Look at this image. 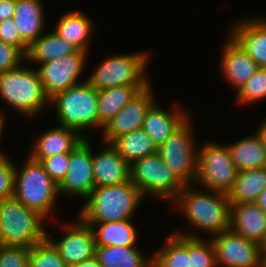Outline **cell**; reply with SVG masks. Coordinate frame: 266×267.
<instances>
[{
  "label": "cell",
  "mask_w": 266,
  "mask_h": 267,
  "mask_svg": "<svg viewBox=\"0 0 266 267\" xmlns=\"http://www.w3.org/2000/svg\"><path fill=\"white\" fill-rule=\"evenodd\" d=\"M94 233L98 246H135L138 234L131 220L105 223H87ZM98 227L97 229H95Z\"/></svg>",
  "instance_id": "cell-28"
},
{
  "label": "cell",
  "mask_w": 266,
  "mask_h": 267,
  "mask_svg": "<svg viewBox=\"0 0 266 267\" xmlns=\"http://www.w3.org/2000/svg\"><path fill=\"white\" fill-rule=\"evenodd\" d=\"M79 50L55 31L39 36L28 48L25 60L45 63L55 58L77 53Z\"/></svg>",
  "instance_id": "cell-26"
},
{
  "label": "cell",
  "mask_w": 266,
  "mask_h": 267,
  "mask_svg": "<svg viewBox=\"0 0 266 267\" xmlns=\"http://www.w3.org/2000/svg\"><path fill=\"white\" fill-rule=\"evenodd\" d=\"M30 248L0 245V267H30Z\"/></svg>",
  "instance_id": "cell-35"
},
{
  "label": "cell",
  "mask_w": 266,
  "mask_h": 267,
  "mask_svg": "<svg viewBox=\"0 0 266 267\" xmlns=\"http://www.w3.org/2000/svg\"><path fill=\"white\" fill-rule=\"evenodd\" d=\"M16 0H0V21L14 16Z\"/></svg>",
  "instance_id": "cell-40"
},
{
  "label": "cell",
  "mask_w": 266,
  "mask_h": 267,
  "mask_svg": "<svg viewBox=\"0 0 266 267\" xmlns=\"http://www.w3.org/2000/svg\"><path fill=\"white\" fill-rule=\"evenodd\" d=\"M150 83L135 95L102 130L103 142L111 143L114 139L129 132L141 129L148 109L155 102Z\"/></svg>",
  "instance_id": "cell-14"
},
{
  "label": "cell",
  "mask_w": 266,
  "mask_h": 267,
  "mask_svg": "<svg viewBox=\"0 0 266 267\" xmlns=\"http://www.w3.org/2000/svg\"><path fill=\"white\" fill-rule=\"evenodd\" d=\"M148 55L145 52L119 54L105 59L86 79L97 90L122 85H149L144 76Z\"/></svg>",
  "instance_id": "cell-9"
},
{
  "label": "cell",
  "mask_w": 266,
  "mask_h": 267,
  "mask_svg": "<svg viewBox=\"0 0 266 267\" xmlns=\"http://www.w3.org/2000/svg\"><path fill=\"white\" fill-rule=\"evenodd\" d=\"M258 64L266 68V18L244 19L229 34Z\"/></svg>",
  "instance_id": "cell-17"
},
{
  "label": "cell",
  "mask_w": 266,
  "mask_h": 267,
  "mask_svg": "<svg viewBox=\"0 0 266 267\" xmlns=\"http://www.w3.org/2000/svg\"><path fill=\"white\" fill-rule=\"evenodd\" d=\"M147 85H122L98 90V128L102 129Z\"/></svg>",
  "instance_id": "cell-23"
},
{
  "label": "cell",
  "mask_w": 266,
  "mask_h": 267,
  "mask_svg": "<svg viewBox=\"0 0 266 267\" xmlns=\"http://www.w3.org/2000/svg\"><path fill=\"white\" fill-rule=\"evenodd\" d=\"M25 55L15 46L0 41V73L23 63Z\"/></svg>",
  "instance_id": "cell-39"
},
{
  "label": "cell",
  "mask_w": 266,
  "mask_h": 267,
  "mask_svg": "<svg viewBox=\"0 0 266 267\" xmlns=\"http://www.w3.org/2000/svg\"><path fill=\"white\" fill-rule=\"evenodd\" d=\"M41 0H16L13 20L29 46L43 33L45 11Z\"/></svg>",
  "instance_id": "cell-22"
},
{
  "label": "cell",
  "mask_w": 266,
  "mask_h": 267,
  "mask_svg": "<svg viewBox=\"0 0 266 267\" xmlns=\"http://www.w3.org/2000/svg\"><path fill=\"white\" fill-rule=\"evenodd\" d=\"M70 267H101V266L99 265V262H98L97 258L93 257V258H91L89 260L80 262L78 264H74V265H72Z\"/></svg>",
  "instance_id": "cell-41"
},
{
  "label": "cell",
  "mask_w": 266,
  "mask_h": 267,
  "mask_svg": "<svg viewBox=\"0 0 266 267\" xmlns=\"http://www.w3.org/2000/svg\"><path fill=\"white\" fill-rule=\"evenodd\" d=\"M14 169L13 162L6 155L0 157V201L13 197Z\"/></svg>",
  "instance_id": "cell-37"
},
{
  "label": "cell",
  "mask_w": 266,
  "mask_h": 267,
  "mask_svg": "<svg viewBox=\"0 0 266 267\" xmlns=\"http://www.w3.org/2000/svg\"><path fill=\"white\" fill-rule=\"evenodd\" d=\"M79 218V219H78ZM76 224H65L66 234L59 241L49 237L47 239L58 250L61 258L68 267L95 257L96 241L92 228L80 217Z\"/></svg>",
  "instance_id": "cell-15"
},
{
  "label": "cell",
  "mask_w": 266,
  "mask_h": 267,
  "mask_svg": "<svg viewBox=\"0 0 266 267\" xmlns=\"http://www.w3.org/2000/svg\"><path fill=\"white\" fill-rule=\"evenodd\" d=\"M257 205L266 213V188L265 190L260 194Z\"/></svg>",
  "instance_id": "cell-42"
},
{
  "label": "cell",
  "mask_w": 266,
  "mask_h": 267,
  "mask_svg": "<svg viewBox=\"0 0 266 267\" xmlns=\"http://www.w3.org/2000/svg\"><path fill=\"white\" fill-rule=\"evenodd\" d=\"M0 96L26 117L36 116L50 103L38 71L21 64L0 73Z\"/></svg>",
  "instance_id": "cell-3"
},
{
  "label": "cell",
  "mask_w": 266,
  "mask_h": 267,
  "mask_svg": "<svg viewBox=\"0 0 266 267\" xmlns=\"http://www.w3.org/2000/svg\"><path fill=\"white\" fill-rule=\"evenodd\" d=\"M5 117L1 114L0 115V141H1V139H2V131H4L3 130V128H4V125H5ZM5 155V153H3V152H1V150H0V157H2V156H4Z\"/></svg>",
  "instance_id": "cell-44"
},
{
  "label": "cell",
  "mask_w": 266,
  "mask_h": 267,
  "mask_svg": "<svg viewBox=\"0 0 266 267\" xmlns=\"http://www.w3.org/2000/svg\"><path fill=\"white\" fill-rule=\"evenodd\" d=\"M130 181L142 195L171 202L183 189V184L162 161L158 153L137 159L130 164Z\"/></svg>",
  "instance_id": "cell-7"
},
{
  "label": "cell",
  "mask_w": 266,
  "mask_h": 267,
  "mask_svg": "<svg viewBox=\"0 0 266 267\" xmlns=\"http://www.w3.org/2000/svg\"><path fill=\"white\" fill-rule=\"evenodd\" d=\"M107 145L97 155L92 152L95 187L115 186L130 180V165L110 143Z\"/></svg>",
  "instance_id": "cell-19"
},
{
  "label": "cell",
  "mask_w": 266,
  "mask_h": 267,
  "mask_svg": "<svg viewBox=\"0 0 266 267\" xmlns=\"http://www.w3.org/2000/svg\"><path fill=\"white\" fill-rule=\"evenodd\" d=\"M58 194V185L39 161L29 156L20 172L15 165L13 197L26 207L37 211L47 220Z\"/></svg>",
  "instance_id": "cell-6"
},
{
  "label": "cell",
  "mask_w": 266,
  "mask_h": 267,
  "mask_svg": "<svg viewBox=\"0 0 266 267\" xmlns=\"http://www.w3.org/2000/svg\"><path fill=\"white\" fill-rule=\"evenodd\" d=\"M258 132L260 133V135L263 139V142L266 146V119L264 121H262V124L258 128Z\"/></svg>",
  "instance_id": "cell-43"
},
{
  "label": "cell",
  "mask_w": 266,
  "mask_h": 267,
  "mask_svg": "<svg viewBox=\"0 0 266 267\" xmlns=\"http://www.w3.org/2000/svg\"><path fill=\"white\" fill-rule=\"evenodd\" d=\"M211 241L217 267H264L261 245L231 229L212 236Z\"/></svg>",
  "instance_id": "cell-11"
},
{
  "label": "cell",
  "mask_w": 266,
  "mask_h": 267,
  "mask_svg": "<svg viewBox=\"0 0 266 267\" xmlns=\"http://www.w3.org/2000/svg\"><path fill=\"white\" fill-rule=\"evenodd\" d=\"M94 188L92 150L87 138H84L70 152L68 173L58 185V193L64 192L87 199Z\"/></svg>",
  "instance_id": "cell-13"
},
{
  "label": "cell",
  "mask_w": 266,
  "mask_h": 267,
  "mask_svg": "<svg viewBox=\"0 0 266 267\" xmlns=\"http://www.w3.org/2000/svg\"><path fill=\"white\" fill-rule=\"evenodd\" d=\"M29 266L68 267L64 260L61 258L58 250L47 238L30 248Z\"/></svg>",
  "instance_id": "cell-33"
},
{
  "label": "cell",
  "mask_w": 266,
  "mask_h": 267,
  "mask_svg": "<svg viewBox=\"0 0 266 267\" xmlns=\"http://www.w3.org/2000/svg\"><path fill=\"white\" fill-rule=\"evenodd\" d=\"M92 26L91 19L87 15L79 11H69L60 17L54 31L79 51L88 52Z\"/></svg>",
  "instance_id": "cell-25"
},
{
  "label": "cell",
  "mask_w": 266,
  "mask_h": 267,
  "mask_svg": "<svg viewBox=\"0 0 266 267\" xmlns=\"http://www.w3.org/2000/svg\"><path fill=\"white\" fill-rule=\"evenodd\" d=\"M266 188V167L238 171L233 186L227 194L230 203L257 202Z\"/></svg>",
  "instance_id": "cell-27"
},
{
  "label": "cell",
  "mask_w": 266,
  "mask_h": 267,
  "mask_svg": "<svg viewBox=\"0 0 266 267\" xmlns=\"http://www.w3.org/2000/svg\"><path fill=\"white\" fill-rule=\"evenodd\" d=\"M87 54L86 51H78L41 64L37 71L49 99L58 92L79 84L78 78L86 65Z\"/></svg>",
  "instance_id": "cell-12"
},
{
  "label": "cell",
  "mask_w": 266,
  "mask_h": 267,
  "mask_svg": "<svg viewBox=\"0 0 266 267\" xmlns=\"http://www.w3.org/2000/svg\"><path fill=\"white\" fill-rule=\"evenodd\" d=\"M174 110L172 112L166 111L154 102L146 113L142 129L157 148L190 116L183 110L177 109V107Z\"/></svg>",
  "instance_id": "cell-20"
},
{
  "label": "cell",
  "mask_w": 266,
  "mask_h": 267,
  "mask_svg": "<svg viewBox=\"0 0 266 267\" xmlns=\"http://www.w3.org/2000/svg\"><path fill=\"white\" fill-rule=\"evenodd\" d=\"M237 103L251 104L266 98V68H259L236 92Z\"/></svg>",
  "instance_id": "cell-34"
},
{
  "label": "cell",
  "mask_w": 266,
  "mask_h": 267,
  "mask_svg": "<svg viewBox=\"0 0 266 267\" xmlns=\"http://www.w3.org/2000/svg\"><path fill=\"white\" fill-rule=\"evenodd\" d=\"M110 144L129 165L137 159L157 153L156 145L142 128L119 136Z\"/></svg>",
  "instance_id": "cell-30"
},
{
  "label": "cell",
  "mask_w": 266,
  "mask_h": 267,
  "mask_svg": "<svg viewBox=\"0 0 266 267\" xmlns=\"http://www.w3.org/2000/svg\"><path fill=\"white\" fill-rule=\"evenodd\" d=\"M95 257L101 267H152V257L146 259L135 246L96 245Z\"/></svg>",
  "instance_id": "cell-29"
},
{
  "label": "cell",
  "mask_w": 266,
  "mask_h": 267,
  "mask_svg": "<svg viewBox=\"0 0 266 267\" xmlns=\"http://www.w3.org/2000/svg\"><path fill=\"white\" fill-rule=\"evenodd\" d=\"M230 229L262 245L266 240V213L251 203H231Z\"/></svg>",
  "instance_id": "cell-16"
},
{
  "label": "cell",
  "mask_w": 266,
  "mask_h": 267,
  "mask_svg": "<svg viewBox=\"0 0 266 267\" xmlns=\"http://www.w3.org/2000/svg\"><path fill=\"white\" fill-rule=\"evenodd\" d=\"M189 237V267H217L214 246L211 240L185 232H174Z\"/></svg>",
  "instance_id": "cell-32"
},
{
  "label": "cell",
  "mask_w": 266,
  "mask_h": 267,
  "mask_svg": "<svg viewBox=\"0 0 266 267\" xmlns=\"http://www.w3.org/2000/svg\"><path fill=\"white\" fill-rule=\"evenodd\" d=\"M190 117L157 148L162 161L183 184L195 182L198 152Z\"/></svg>",
  "instance_id": "cell-8"
},
{
  "label": "cell",
  "mask_w": 266,
  "mask_h": 267,
  "mask_svg": "<svg viewBox=\"0 0 266 267\" xmlns=\"http://www.w3.org/2000/svg\"><path fill=\"white\" fill-rule=\"evenodd\" d=\"M198 149L197 175L195 182L206 190L228 194L237 177L228 146L207 143Z\"/></svg>",
  "instance_id": "cell-10"
},
{
  "label": "cell",
  "mask_w": 266,
  "mask_h": 267,
  "mask_svg": "<svg viewBox=\"0 0 266 267\" xmlns=\"http://www.w3.org/2000/svg\"><path fill=\"white\" fill-rule=\"evenodd\" d=\"M142 198L141 191L130 180L120 185L95 187L78 217L85 223L132 220Z\"/></svg>",
  "instance_id": "cell-2"
},
{
  "label": "cell",
  "mask_w": 266,
  "mask_h": 267,
  "mask_svg": "<svg viewBox=\"0 0 266 267\" xmlns=\"http://www.w3.org/2000/svg\"><path fill=\"white\" fill-rule=\"evenodd\" d=\"M261 250H262V262H263V266H264L266 264V240L261 245Z\"/></svg>",
  "instance_id": "cell-45"
},
{
  "label": "cell",
  "mask_w": 266,
  "mask_h": 267,
  "mask_svg": "<svg viewBox=\"0 0 266 267\" xmlns=\"http://www.w3.org/2000/svg\"><path fill=\"white\" fill-rule=\"evenodd\" d=\"M44 220L14 197L0 201V245L31 248L44 241L47 238Z\"/></svg>",
  "instance_id": "cell-4"
},
{
  "label": "cell",
  "mask_w": 266,
  "mask_h": 267,
  "mask_svg": "<svg viewBox=\"0 0 266 267\" xmlns=\"http://www.w3.org/2000/svg\"><path fill=\"white\" fill-rule=\"evenodd\" d=\"M223 48L221 71L238 91L260 67L231 36Z\"/></svg>",
  "instance_id": "cell-18"
},
{
  "label": "cell",
  "mask_w": 266,
  "mask_h": 267,
  "mask_svg": "<svg viewBox=\"0 0 266 267\" xmlns=\"http://www.w3.org/2000/svg\"><path fill=\"white\" fill-rule=\"evenodd\" d=\"M69 160L70 154H59L43 158L40 163L46 173L59 185L68 173Z\"/></svg>",
  "instance_id": "cell-36"
},
{
  "label": "cell",
  "mask_w": 266,
  "mask_h": 267,
  "mask_svg": "<svg viewBox=\"0 0 266 267\" xmlns=\"http://www.w3.org/2000/svg\"><path fill=\"white\" fill-rule=\"evenodd\" d=\"M152 267H189V237L172 233L153 255Z\"/></svg>",
  "instance_id": "cell-31"
},
{
  "label": "cell",
  "mask_w": 266,
  "mask_h": 267,
  "mask_svg": "<svg viewBox=\"0 0 266 267\" xmlns=\"http://www.w3.org/2000/svg\"><path fill=\"white\" fill-rule=\"evenodd\" d=\"M227 146L238 171L266 167V146L258 130Z\"/></svg>",
  "instance_id": "cell-24"
},
{
  "label": "cell",
  "mask_w": 266,
  "mask_h": 267,
  "mask_svg": "<svg viewBox=\"0 0 266 267\" xmlns=\"http://www.w3.org/2000/svg\"><path fill=\"white\" fill-rule=\"evenodd\" d=\"M0 41L17 47L24 55L27 54L29 46L22 40L13 18L0 21Z\"/></svg>",
  "instance_id": "cell-38"
},
{
  "label": "cell",
  "mask_w": 266,
  "mask_h": 267,
  "mask_svg": "<svg viewBox=\"0 0 266 267\" xmlns=\"http://www.w3.org/2000/svg\"><path fill=\"white\" fill-rule=\"evenodd\" d=\"M57 126L43 133L36 141V145L30 153L33 160L41 161L59 154H70V152L84 139L74 129L66 126Z\"/></svg>",
  "instance_id": "cell-21"
},
{
  "label": "cell",
  "mask_w": 266,
  "mask_h": 267,
  "mask_svg": "<svg viewBox=\"0 0 266 267\" xmlns=\"http://www.w3.org/2000/svg\"><path fill=\"white\" fill-rule=\"evenodd\" d=\"M98 90L87 80L50 98L55 105L59 125L66 126L81 134L88 128H98Z\"/></svg>",
  "instance_id": "cell-5"
},
{
  "label": "cell",
  "mask_w": 266,
  "mask_h": 267,
  "mask_svg": "<svg viewBox=\"0 0 266 267\" xmlns=\"http://www.w3.org/2000/svg\"><path fill=\"white\" fill-rule=\"evenodd\" d=\"M184 185L170 203L176 204L192 225L210 234V237L230 229L231 203L227 194L192 188ZM197 190V191H196ZM211 192V193H209ZM213 192V193H212Z\"/></svg>",
  "instance_id": "cell-1"
}]
</instances>
